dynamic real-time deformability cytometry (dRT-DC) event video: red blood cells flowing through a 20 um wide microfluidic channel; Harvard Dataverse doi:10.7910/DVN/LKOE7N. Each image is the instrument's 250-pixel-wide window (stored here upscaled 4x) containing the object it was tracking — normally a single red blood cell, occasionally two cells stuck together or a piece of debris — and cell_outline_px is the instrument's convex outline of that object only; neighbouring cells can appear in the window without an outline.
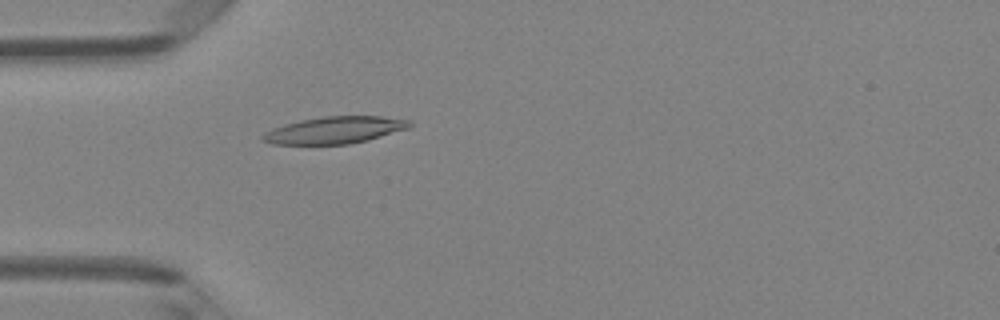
{"species": "Egyptian fruit bat (a non-hibernating species)", "species_latin": "Rousettus aegyptiacus", "temperature_condition": "room temperature", "stored_images_in_passage": 50, "camera_frame_rate_fps": 3000, "um_per_image_px": 0.085, "animal": {"sex": "female"}, "frame": {"image": 1, "passage_image": 15, "time_ms": 4.667, "image_size_px": [1000, 320], "cell_outline_px": [[412, 124], [408, 128], [368, 140], [348, 144], [272, 144], [260, 140], [260, 136], [264, 132], [272, 128], [284, 124], [300, 120], [324, 116], [380, 116], [412, 120]], "centroid_in_image_um": [28.41, 11.05], "position_along_channel_um": 56.6, "area_um2": 23.18}}
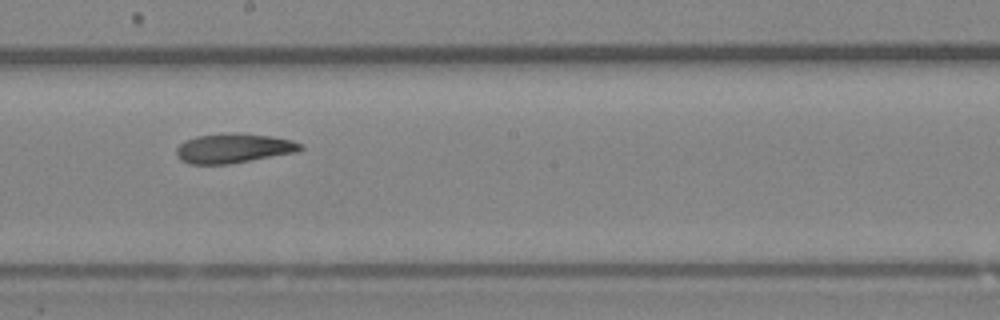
{"frame": {"image": 2, "passage_image": 28, "time_ms": 9.0, "image_size_px": [1000, 320], "cell_outline_px": [[304, 148], [296, 152], [228, 164], [192, 164], [180, 160], [176, 156], [176, 148], [184, 140], [196, 136], [232, 132], [240, 132], [272, 136], [292, 140], [304, 144]], "centroid_in_image_um": [19.85, 12.58], "position_along_channel_um": 228.3, "area_um2": 21.56}}
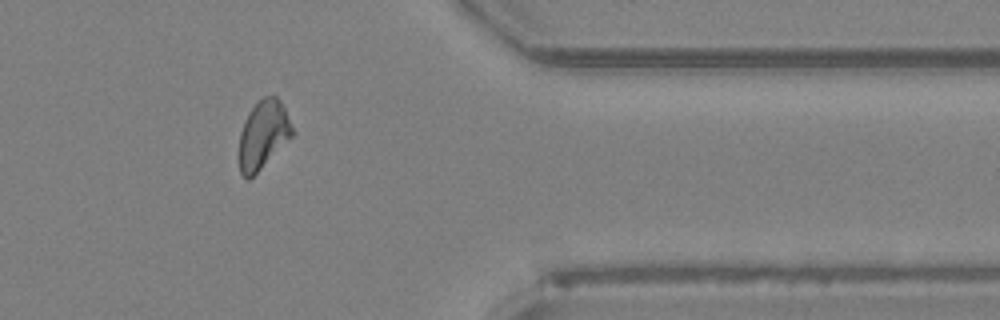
{"frame": {"image": 3, "passage_image": 41, "time_ms": 13.333, "image_size_px": [1000, 320], "cell_outline_px": [[296, 132], [248, 180], [240, 172], [240, 132], [244, 120], [248, 112], [264, 96], [276, 96], [280, 100]], "centroid_in_image_um": [22.38, 11.41], "position_along_channel_um": 389.0, "area_um2": 20.69}, "authors_computed_cell_mechanics": {"area_um2": 21.7039, "velocity_mm_per_s": 4.0944, "shape_relaxation_time_tau1_ms": 5.329, "shape_relaxation_time_tau2_ms": 4.3664, "deformation_change_tau1": 0.166, "deformation_change_tau2": 0.1385}}